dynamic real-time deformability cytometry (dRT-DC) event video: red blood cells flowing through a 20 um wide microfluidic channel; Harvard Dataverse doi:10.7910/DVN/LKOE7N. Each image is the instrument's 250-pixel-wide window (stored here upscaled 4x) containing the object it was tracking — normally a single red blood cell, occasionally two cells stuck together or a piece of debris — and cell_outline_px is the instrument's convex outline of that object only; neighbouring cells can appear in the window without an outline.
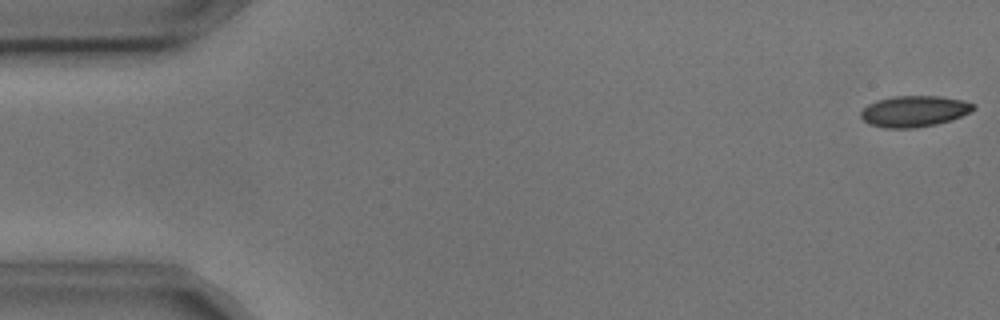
{"species": "common noctule bat (a hibernating species)", "species_latin": "Nyctalus noctula", "temperature_condition": "cold", "stored_images_in_passage": 5, "camera_frame_rate_fps": 3000, "um_per_image_px": 0.085, "animal": {"sex": "male", "body_mass_g": 17.9, "forearm_length_mm": 54.2}, "frame": {"image": 1, "passage_image": 1, "time_ms": 0.0, "image_size_px": [1000, 320], "cell_outline_px": [[976, 108], [952, 120], [936, 124], [912, 128], [884, 128], [868, 124], [860, 116], [860, 112], [868, 104], [876, 100], [892, 96], [940, 96], [964, 100], [976, 104]], "centroid_in_image_um": [77.7, 9.45], "position_along_channel_um": 7.3, "area_um2": 20.52}}